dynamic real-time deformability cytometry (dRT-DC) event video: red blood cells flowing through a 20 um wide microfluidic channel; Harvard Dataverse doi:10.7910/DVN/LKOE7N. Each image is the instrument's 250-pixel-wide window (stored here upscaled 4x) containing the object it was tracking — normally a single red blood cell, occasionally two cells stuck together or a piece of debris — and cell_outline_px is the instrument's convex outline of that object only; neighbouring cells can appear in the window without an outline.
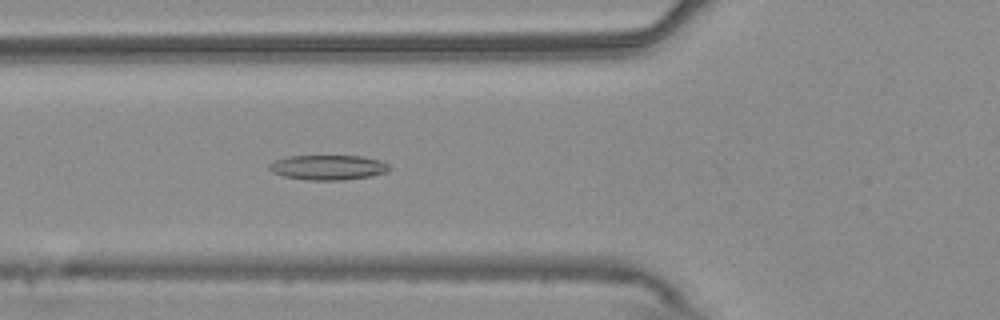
{"species": "common noctule bat (a hibernating species)", "species_latin": "Nyctalus noctula", "temperature_condition": "warm", "stored_images_in_passage": 15, "camera_frame_rate_fps": 3000, "um_per_image_px": 0.085, "animal": {"sex": "male", "body_mass_g": 20.4}, "frame": {"image": 1, "passage_image": 12, "time_ms": 3.667, "image_size_px": [1000, 320], "cell_outline_px": [[392, 168], [388, 172], [372, 176], [344, 180], [308, 180], [284, 176], [272, 172], [268, 168], [268, 164], [276, 160], [288, 156], [360, 156], [380, 160], [388, 164]], "centroid_in_image_um": [27.92, 14.23], "position_along_channel_um": 97.9, "area_um2": 17.51}}